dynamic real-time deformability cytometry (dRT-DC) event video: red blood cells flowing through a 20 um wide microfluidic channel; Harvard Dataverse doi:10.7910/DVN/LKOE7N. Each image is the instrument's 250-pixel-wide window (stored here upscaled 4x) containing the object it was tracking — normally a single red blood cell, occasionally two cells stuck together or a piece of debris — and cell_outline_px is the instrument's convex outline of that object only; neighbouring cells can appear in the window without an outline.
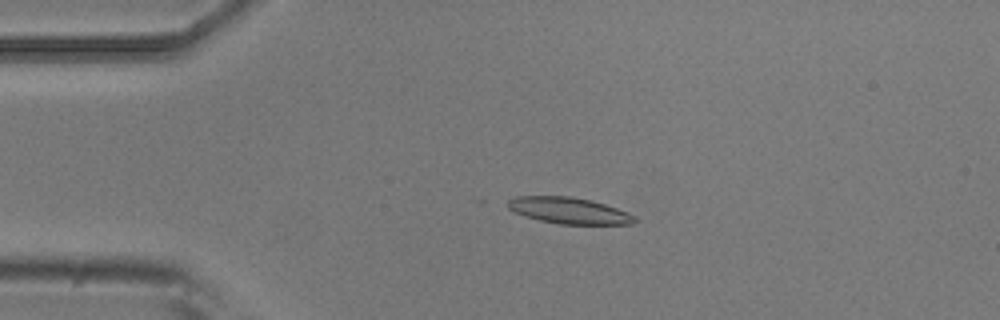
{"species": "common noctule bat (a hibernating species)", "species_latin": "Nyctalus noctula", "temperature_condition": "room temperature", "stored_images_in_passage": 20, "camera_frame_rate_fps": 3000, "um_per_image_px": 0.085, "animal": {"sex": "male", "body_mass_g": 20.5, "forearm_length_mm": 52.5}, "frame": {"image": 1, "passage_image": 12, "time_ms": 3.667, "image_size_px": [1000, 320], "cell_outline_px": [[636, 220], [632, 224], [560, 224], [540, 220], [524, 216], [508, 208], [508, 200], [516, 196], [572, 196], [604, 204], [628, 212], [636, 216]], "centroid_in_image_um": [48.36, 17.9], "position_along_channel_um": 36.6, "area_um2": 19.31}}
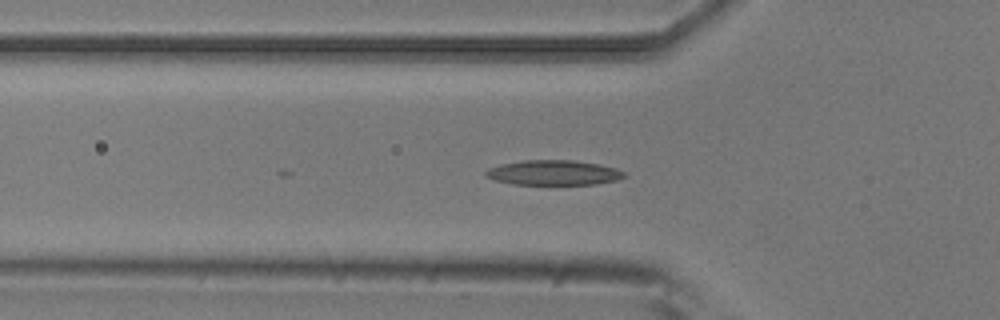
{"frame": {"image": 2, "passage_image": 18, "time_ms": 5.667, "image_size_px": [1000, 320], "cell_outline_px": [[624, 176], [616, 180], [596, 184], [512, 184], [496, 180], [484, 176], [484, 172], [488, 168], [500, 164], [524, 160], [572, 160], [600, 164], [616, 168], [624, 172]], "centroid_in_image_um": [47.02, 14.67], "position_along_channel_um": 78.8, "area_um2": 20.06}}